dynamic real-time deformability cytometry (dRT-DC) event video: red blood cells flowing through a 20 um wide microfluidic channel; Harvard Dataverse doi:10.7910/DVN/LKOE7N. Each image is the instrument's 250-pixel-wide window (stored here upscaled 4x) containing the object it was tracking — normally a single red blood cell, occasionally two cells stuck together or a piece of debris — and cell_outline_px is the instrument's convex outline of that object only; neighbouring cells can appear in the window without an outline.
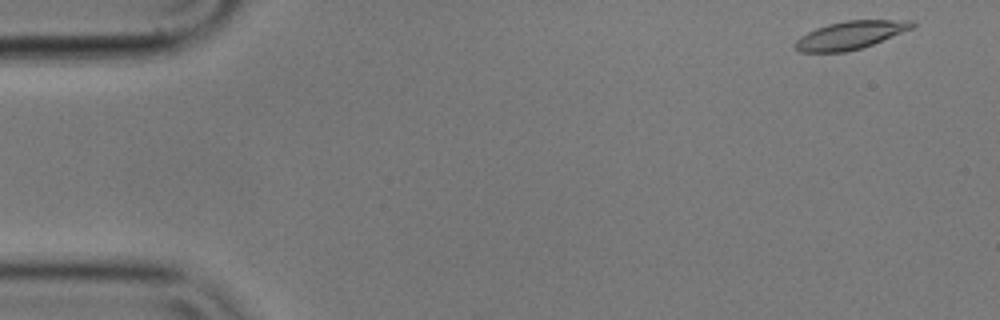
{"species": "common noctule bat (a hibernating species)", "species_latin": "Nyctalus noctula", "temperature_condition": "cold", "stored_images_in_passage": 8, "camera_frame_rate_fps": 3000, "um_per_image_px": 0.085, "animal": {"sex": "male", "body_mass_g": 17.9}, "frame": {"image": 1, "passage_image": 1, "time_ms": 0.0, "image_size_px": [1000, 320], "cell_outline_px": [[916, 24], [912, 28], [872, 44], [860, 48], [844, 52], [800, 52], [792, 48], [792, 44], [800, 36], [816, 28], [828, 24], [844, 20], [912, 20]], "centroid_in_image_um": [72.21, 2.99], "position_along_channel_um": 12.8, "area_um2": 19.07}}